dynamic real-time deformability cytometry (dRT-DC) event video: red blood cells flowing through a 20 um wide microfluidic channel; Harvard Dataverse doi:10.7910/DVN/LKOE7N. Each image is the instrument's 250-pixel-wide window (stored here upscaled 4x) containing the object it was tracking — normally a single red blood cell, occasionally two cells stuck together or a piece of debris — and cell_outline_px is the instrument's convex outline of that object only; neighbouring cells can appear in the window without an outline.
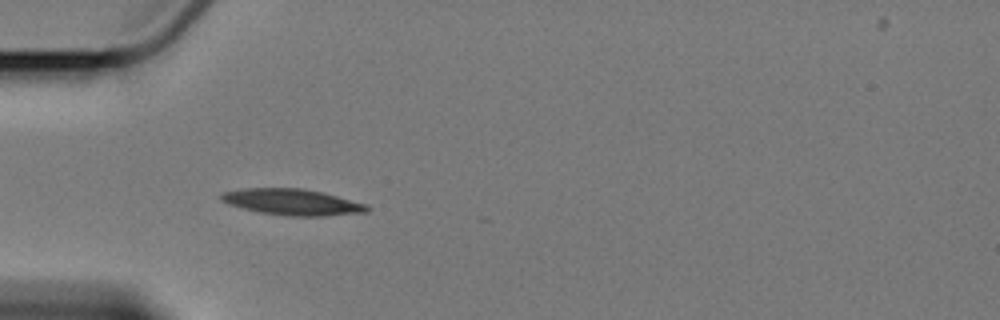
{"species": "Egyptian fruit bat (a non-hibernating species)", "species_latin": "Rousettus aegyptiacus", "temperature_condition": "cold", "stored_images_in_passage": 4, "camera_frame_rate_fps": 3000, "um_per_image_px": 0.085, "animal": {"sex": "female"}, "frame": {"image": 1, "passage_image": 2, "time_ms": 1.333, "image_size_px": [1000, 320], "cell_outline_px": [[368, 212], [328, 216], [288, 216], [260, 212], [228, 204], [220, 200], [220, 196], [224, 192], [248, 188], [304, 188], [368, 204]], "centroid_in_image_um": [24.87, 17.18], "position_along_channel_um": 60.1, "area_um2": 22.08}}
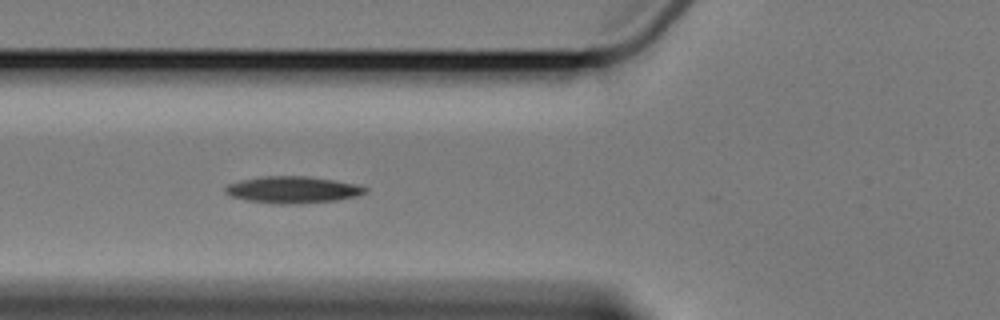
{"frame": {"image": 2, "passage_image": 3, "time_ms": 2.667, "image_size_px": [1000, 320], "cell_outline_px": [[368, 192], [356, 196], [336, 200], [296, 204], [272, 204], [244, 200], [232, 196], [224, 192], [224, 188], [228, 184], [240, 180], [260, 176], [308, 176], [336, 180], [356, 184], [368, 188]], "centroid_in_image_um": [24.86, 16.13], "position_along_channel_um": 100.9, "area_um2": 22.08}}
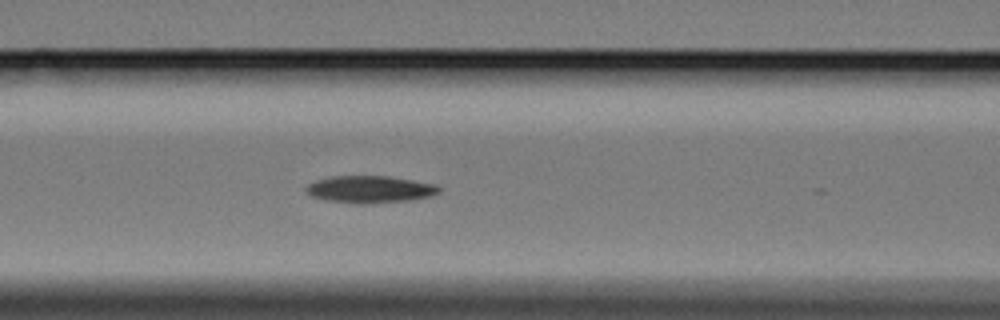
{"frame": {"image": 3, "passage_image": 4, "time_ms": 3.667, "image_size_px": [1000, 320], "cell_outline_px": [[440, 192], [432, 196], [412, 200], [364, 204], [352, 204], [324, 200], [312, 196], [304, 188], [308, 184], [316, 180], [332, 176], [388, 176], [436, 184], [440, 188]], "centroid_in_image_um": [31.45, 16.1], "position_along_channel_um": 135.2, "area_um2": 21.21}}